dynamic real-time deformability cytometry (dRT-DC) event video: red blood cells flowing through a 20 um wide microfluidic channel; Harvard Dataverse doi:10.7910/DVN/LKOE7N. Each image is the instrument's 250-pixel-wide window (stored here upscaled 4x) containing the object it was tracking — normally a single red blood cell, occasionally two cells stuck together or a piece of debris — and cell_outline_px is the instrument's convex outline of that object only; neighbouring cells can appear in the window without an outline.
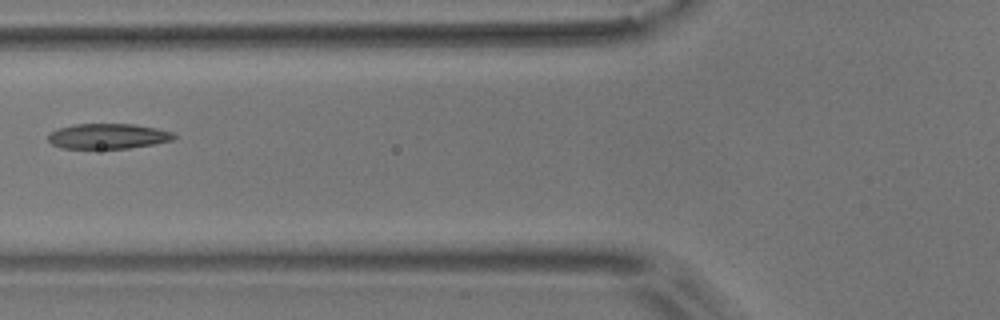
{"species": "common noctule bat (a hibernating species)", "species_latin": "Nyctalus noctula", "temperature_condition": "room temperature", "stored_images_in_passage": 9, "camera_frame_rate_fps": 3000, "um_per_image_px": 0.085, "animal": {"sex": "male", "body_mass_g": 17.9}, "frame": {"image": 1, "passage_image": 6, "time_ms": 6.667, "image_size_px": [1000, 320], "cell_outline_px": [[176, 136], [172, 140], [152, 144], [128, 148], [60, 148], [52, 144], [48, 140], [48, 132], [56, 128], [76, 124], [132, 124], [156, 128], [172, 132]], "centroid_in_image_um": [9.11, 11.57], "position_along_channel_um": 116.7, "area_um2": 18.44}}
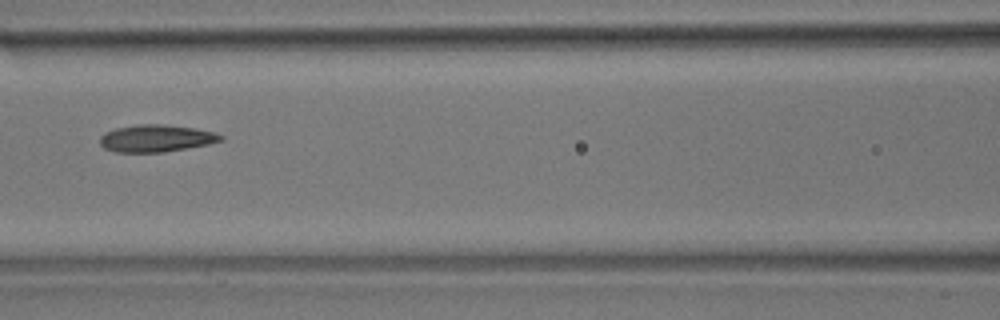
{"frame": {"image": 2, "passage_image": 7, "time_ms": 7.667, "image_size_px": [1000, 320], "cell_outline_px": [[224, 140], [208, 144], [164, 152], [116, 152], [104, 148], [100, 144], [100, 136], [104, 132], [116, 128], [136, 124], [160, 124], [196, 128], [216, 132], [224, 136]], "centroid_in_image_um": [13.28, 11.75], "position_along_channel_um": 153.3, "area_um2": 19.25}}
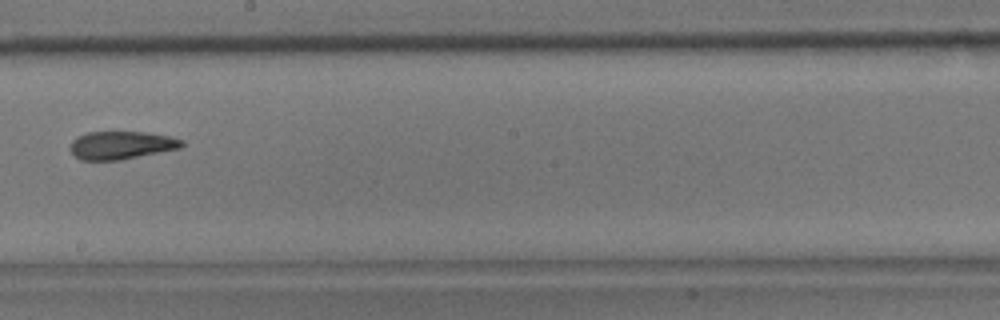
{"frame": {"image": 3, "passage_image": 9, "time_ms": 10.0, "image_size_px": [1000, 320], "cell_outline_px": [[184, 144], [180, 148], [120, 160], [80, 160], [68, 148], [72, 140], [76, 136], [88, 132], [144, 132], [168, 136], [184, 140]], "centroid_in_image_um": [10.27, 12.34], "position_along_channel_um": 237.9, "area_um2": 18.21}}